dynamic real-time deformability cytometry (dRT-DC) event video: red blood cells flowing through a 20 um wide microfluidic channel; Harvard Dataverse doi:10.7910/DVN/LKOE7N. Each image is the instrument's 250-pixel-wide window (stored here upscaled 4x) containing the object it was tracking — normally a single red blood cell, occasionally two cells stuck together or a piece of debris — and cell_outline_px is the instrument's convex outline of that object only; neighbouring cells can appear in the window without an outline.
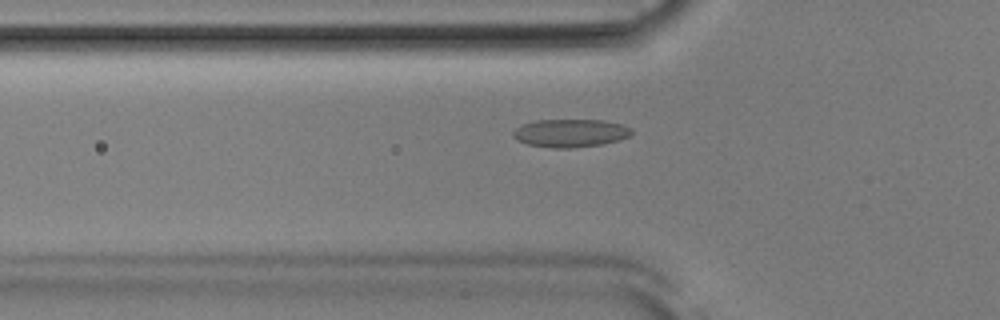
{"species": "Egyptian fruit bat (a non-hibernating species)", "species_latin": "Rousettus aegyptiacus", "temperature_condition": "room temperature", "stored_images_in_passage": 42, "camera_frame_rate_fps": 3000, "um_per_image_px": 0.085, "animal": {"sex": "male"}, "frame": {"image": 1, "passage_image": 7, "time_ms": 2.0, "image_size_px": [1000, 320], "cell_outline_px": [[632, 132], [628, 136], [620, 140], [600, 144], [572, 148], [552, 148], [528, 144], [516, 140], [512, 136], [512, 132], [520, 124], [536, 120], [604, 120], [624, 124], [632, 128]], "centroid_in_image_um": [48.47, 11.3], "position_along_channel_um": 77.3, "area_um2": 19.54}}
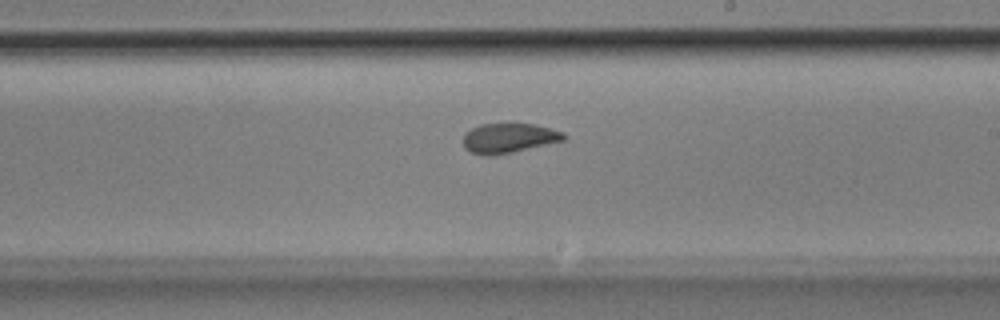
{"frame": {"image": 2, "passage_image": 20, "time_ms": 6.333, "image_size_px": [1000, 320], "cell_outline_px": [[568, 136], [564, 140], [512, 152], [488, 156], [484, 156], [472, 152], [464, 148], [464, 132], [480, 124], [512, 120], [536, 124], [564, 132]], "centroid_in_image_um": [43.25, 11.67], "position_along_channel_um": 245.7, "area_um2": 18.15}}
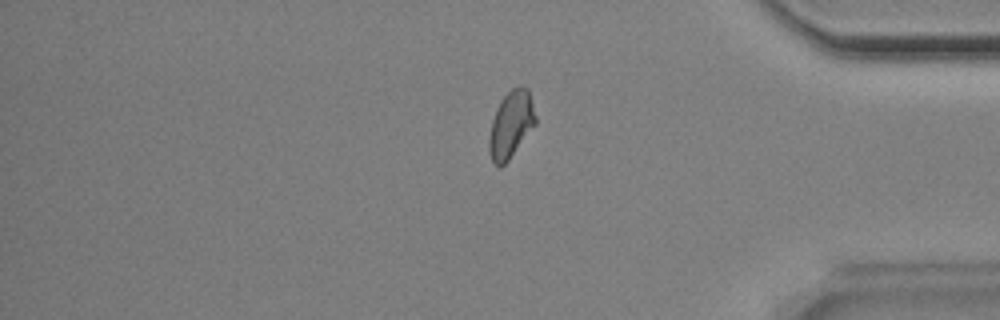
{"frame": {"image": 3, "passage_image": 33, "time_ms": 10.667, "image_size_px": [1000, 320], "cell_outline_px": [[536, 124], [508, 160], [500, 168], [492, 160], [488, 148], [488, 140], [492, 120], [500, 100], [512, 88], [520, 84], [528, 88], [536, 116]], "centroid_in_image_um": [43.43, 10.55], "position_along_channel_um": 391.8, "area_um2": 18.03}, "authors_computed_cell_mechanics": {"area_um2": 17.9758, "velocity_mm_per_s": 3.8826, "shape_relaxation_time_tau1_ms": 4.9022, "shape_relaxation_time_tau2_ms": 1.8618, "deformation_change_tau1": 0.1057, "deformation_change_tau2": 0.0632}}